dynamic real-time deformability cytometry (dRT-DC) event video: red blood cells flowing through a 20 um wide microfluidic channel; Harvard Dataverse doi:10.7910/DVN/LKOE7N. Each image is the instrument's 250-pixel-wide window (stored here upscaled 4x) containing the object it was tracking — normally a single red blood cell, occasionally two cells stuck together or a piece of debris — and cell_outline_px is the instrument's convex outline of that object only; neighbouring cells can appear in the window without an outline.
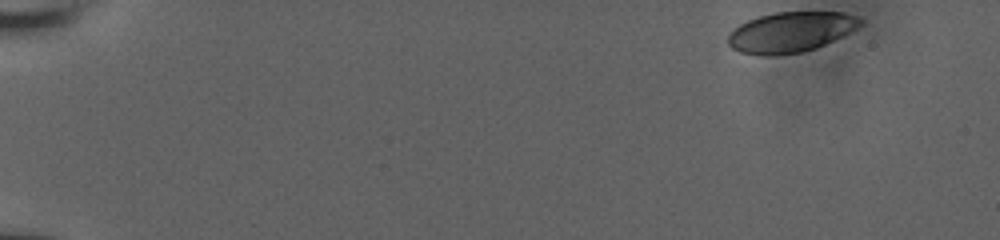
{"species": "human", "species_latin": "Homo sapiens", "temperature_condition": "room temperature", "stored_images_in_passage": 12, "camera_frame_rate_fps": 3000, "um_per_image_px": 0.085, "donor": {"sex": "male"}, "frame": {"image": 1, "passage_image": 1, "time_ms": 0.0, "image_size_px": [1000, 240], "cell_outline_px": [[864, 24], [816, 48], [800, 52], [772, 56], [764, 56], [740, 52], [732, 48], [728, 44], [728, 32], [732, 28], [748, 20], [760, 16], [776, 12], [844, 12], [856, 16], [864, 20]], "centroid_in_image_um": [67.17, 2.72], "position_along_channel_um": 17.8, "area_um2": 31.04}}
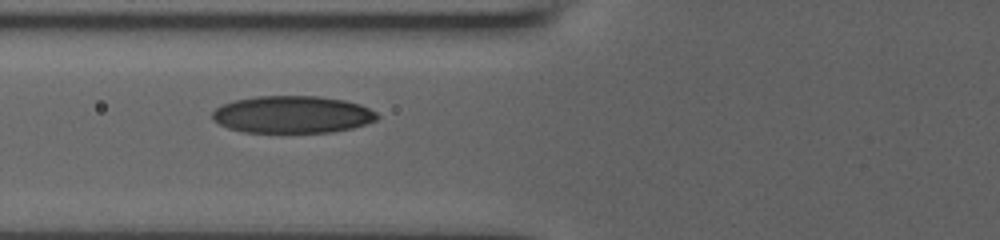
{"frame": {"image": 2, "passage_image": 10, "time_ms": 6.333, "image_size_px": [1000, 240], "cell_outline_px": [[380, 116], [376, 120], [352, 128], [332, 132], [244, 132], [228, 128], [212, 120], [212, 112], [216, 108], [232, 100], [256, 96], [320, 96], [344, 100], [360, 104], [376, 112]], "centroid_in_image_um": [24.84, 9.73], "position_along_channel_um": 101.0, "area_um2": 35.84}}
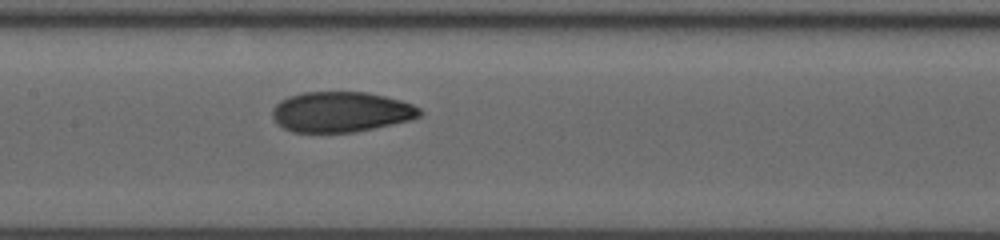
{"frame": {"image": 3, "passage_image": 12, "time_ms": 8.333, "image_size_px": [1000, 240], "cell_outline_px": [[424, 112], [420, 116], [408, 120], [356, 132], [292, 132], [276, 124], [272, 116], [272, 108], [280, 100], [288, 96], [304, 92], [364, 92], [384, 96], [400, 100], [412, 104], [420, 108]], "centroid_in_image_um": [28.95, 9.51], "position_along_channel_um": 178.5, "area_um2": 34.68}}